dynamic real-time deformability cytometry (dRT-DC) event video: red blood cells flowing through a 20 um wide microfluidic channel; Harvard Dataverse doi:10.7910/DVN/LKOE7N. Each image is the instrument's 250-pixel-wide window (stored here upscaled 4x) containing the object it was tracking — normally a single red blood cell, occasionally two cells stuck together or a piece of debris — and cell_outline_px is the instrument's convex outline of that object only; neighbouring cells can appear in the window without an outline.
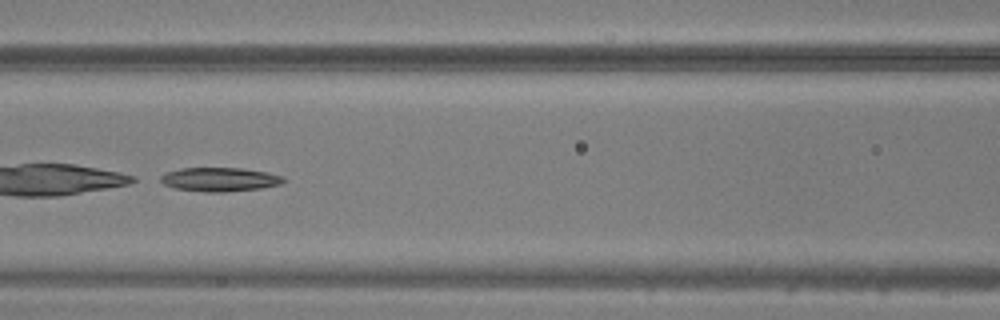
{"species": "common noctule bat (a hibernating species)", "species_latin": "Nyctalus noctula", "temperature_condition": "warm", "stored_images_in_passage": 27, "camera_frame_rate_fps": 3000, "um_per_image_px": 0.085, "animal": {"sex": "male", "body_mass_g": 20.5, "forearm_length_mm": 52.5}, "frame": {"image": 1, "passage_image": 22, "time_ms": 7.0, "image_size_px": [1000, 320], "cell_outline_px": [[284, 180], [280, 184], [260, 188], [224, 192], [208, 192], [176, 188], [164, 184], [160, 180], [160, 176], [164, 172], [180, 168], [240, 168], [268, 172], [284, 176]], "centroid_in_image_um": [18.66, 15.24], "position_along_channel_um": 147.9, "area_um2": 17.05}}